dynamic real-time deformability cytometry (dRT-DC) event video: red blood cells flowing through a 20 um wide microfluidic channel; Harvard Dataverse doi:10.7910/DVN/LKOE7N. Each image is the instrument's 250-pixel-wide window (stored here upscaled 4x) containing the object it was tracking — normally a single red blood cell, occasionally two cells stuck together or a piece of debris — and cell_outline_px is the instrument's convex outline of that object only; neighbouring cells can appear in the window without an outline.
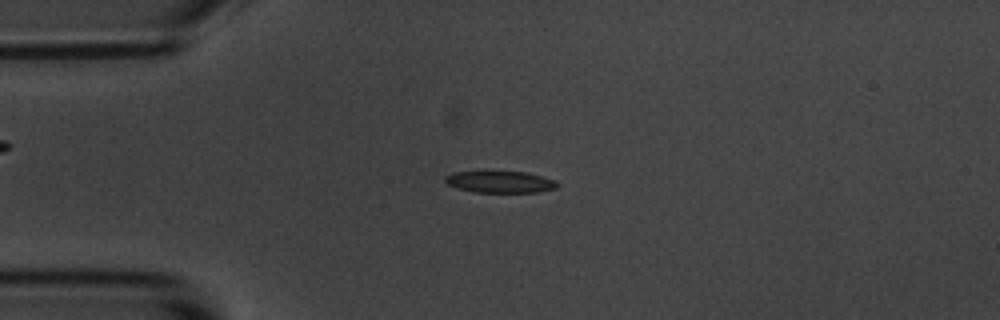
{"species": "common noctule bat (a hibernating species)", "species_latin": "Nyctalus noctula", "temperature_condition": "room temperature", "stored_images_in_passage": 55, "camera_frame_rate_fps": 3000, "um_per_image_px": 0.085, "animal": {"sex": "male", "body_mass_g": 20.1, "forearm_length_mm": 53.5}, "frame": {"image": 1, "passage_image": 13, "time_ms": 4.0, "image_size_px": [1000, 320], "cell_outline_px": [[560, 184], [556, 188], [540, 192], [472, 192], [456, 188], [448, 184], [444, 180], [444, 176], [452, 172], [528, 172], [556, 180]], "centroid_in_image_um": [42.53, 15.47], "position_along_channel_um": 42.5, "area_um2": 14.28}}
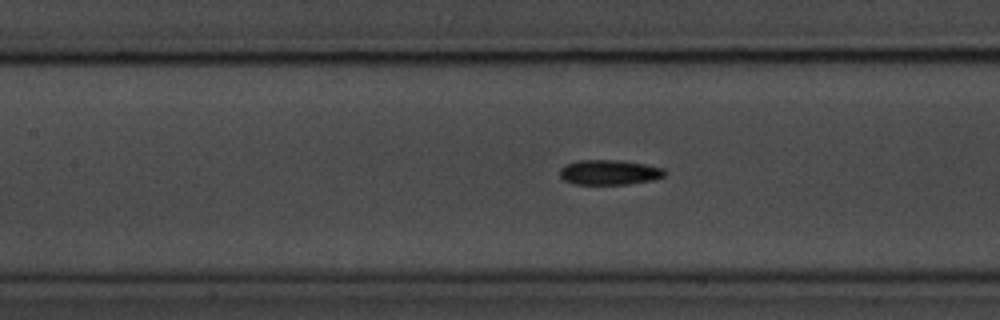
{"frame": {"image": 2, "passage_image": 24, "time_ms": 7.667, "image_size_px": [1000, 320], "cell_outline_px": [[668, 172], [664, 176], [652, 180], [628, 184], [576, 184], [564, 180], [560, 176], [560, 168], [564, 164], [580, 160], [620, 160], [644, 164], [664, 168]], "centroid_in_image_um": [51.8, 14.64], "position_along_channel_um": 155.6, "area_um2": 15.32}}
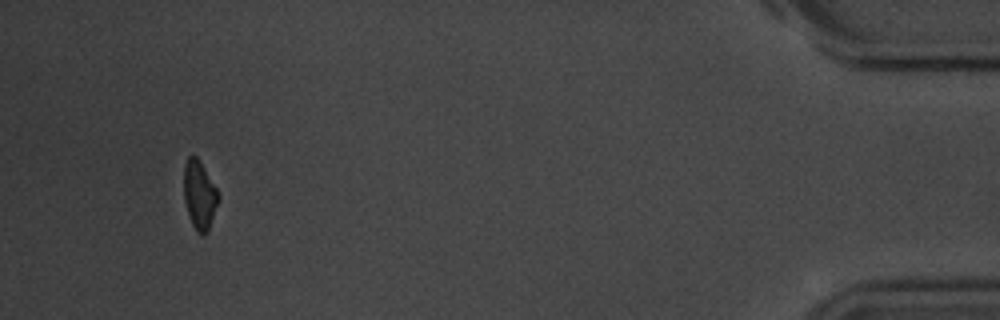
{"frame": {"image": 3, "passage_image": 52, "time_ms": 17.0, "image_size_px": [1000, 320], "cell_outline_px": [[220, 200], [208, 232], [204, 236], [200, 236], [196, 232], [192, 224], [184, 200], [184, 164], [188, 156], [192, 152], [200, 160], [216, 188], [220, 196]], "centroid_in_image_um": [16.97, 16.58], "position_along_channel_um": 418.2, "area_um2": 14.16}, "authors_computed_cell_mechanics": {"area_um2": 14.6812, "velocity_mm_per_s": 3.6084, "shape_relaxation_time_tau1_ms": 3.0527, "shape_relaxation_time_tau2_ms": 5.0282, "deformation_change_tau1": 0.1281, "deformation_change_tau2": 0.1278}}